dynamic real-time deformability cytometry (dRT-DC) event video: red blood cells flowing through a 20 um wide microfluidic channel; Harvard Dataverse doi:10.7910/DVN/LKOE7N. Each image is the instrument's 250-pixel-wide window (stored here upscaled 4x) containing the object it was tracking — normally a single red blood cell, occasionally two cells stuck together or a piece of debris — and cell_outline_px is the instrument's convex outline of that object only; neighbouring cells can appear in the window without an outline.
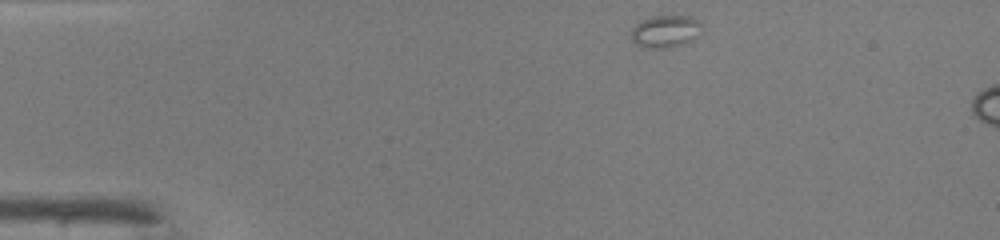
{"species": "common noctule bat (a hibernating species)", "species_latin": "Nyctalus noctula", "temperature_condition": "warm", "stored_images_in_passage": 6, "camera_frame_rate_fps": 3000, "um_per_image_px": 0.085, "animal": {"sex": "male", "body_mass_g": 19.0, "forearm_length_mm": 50.8}, "frame": {"image": 1, "passage_image": 1, "time_ms": 0.0, "image_size_px": [1000, 240], "cell_outline_px": [[700, 24], [692, 40], [668, 48], [648, 48], [636, 44], [632, 40], [632, 28], [636, 24], [652, 16], [692, 16], [700, 20]], "centroid_in_image_um": [56.52, 2.66], "position_along_channel_um": 28.5, "area_um2": 12.89}}